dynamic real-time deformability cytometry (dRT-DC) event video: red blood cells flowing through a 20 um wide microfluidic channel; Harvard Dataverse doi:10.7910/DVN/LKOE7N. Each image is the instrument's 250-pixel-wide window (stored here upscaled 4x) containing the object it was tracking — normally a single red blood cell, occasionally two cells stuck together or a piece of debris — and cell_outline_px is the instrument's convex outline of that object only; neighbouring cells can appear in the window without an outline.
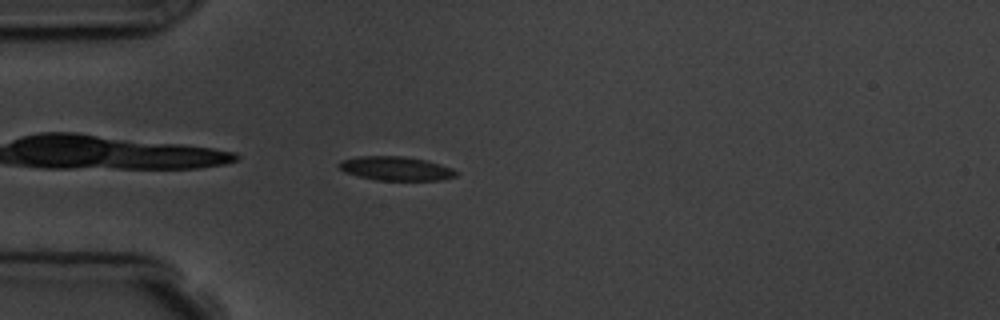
{"species": "common noctule bat (a hibernating species)", "species_latin": "Nyctalus noctula", "temperature_condition": "room temperature", "stored_images_in_passage": 5, "camera_frame_rate_fps": 3000, "um_per_image_px": 0.085, "animal": {"sex": "male", "body_mass_g": 19.5, "forearm_length_mm": 54.6}, "frame": {"image": 1, "passage_image": 4, "time_ms": 4.333, "image_size_px": [1000, 320], "cell_outline_px": [[460, 172], [456, 176], [440, 180], [376, 180], [344, 172], [340, 168], [340, 164], [344, 160], [360, 156], [404, 156], [424, 160], [440, 164], [452, 168]], "centroid_in_image_um": [33.71, 14.33], "position_along_channel_um": 51.3, "area_um2": 16.13}}